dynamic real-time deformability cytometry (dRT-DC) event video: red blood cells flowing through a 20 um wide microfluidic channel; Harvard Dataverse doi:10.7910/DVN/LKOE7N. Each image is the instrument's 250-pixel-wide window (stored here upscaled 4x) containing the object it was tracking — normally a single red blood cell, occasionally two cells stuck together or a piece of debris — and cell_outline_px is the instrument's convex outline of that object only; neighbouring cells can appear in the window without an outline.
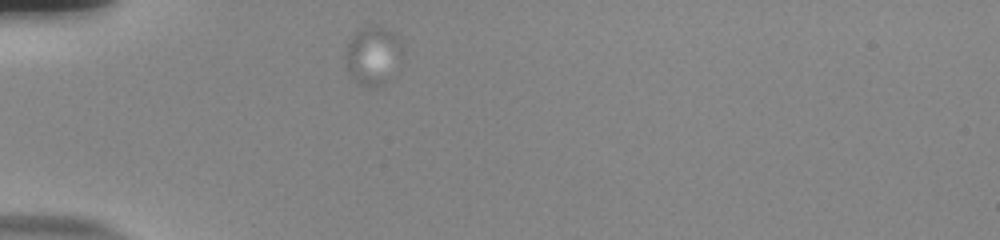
{"species": "human", "species_latin": "Homo sapiens", "temperature_condition": "room temperature", "stored_images_in_passage": 55, "camera_frame_rate_fps": 3000, "um_per_image_px": 0.085, "donor": {"sex": "male"}, "frame": {"image": 1, "passage_image": 1, "time_ms": 0.0, "image_size_px": [1000, 240], "cell_outline_px": [[404, 60], [380, 84], [356, 84], [344, 60], [344, 52], [348, 40], [360, 28], [372, 24], [376, 24], [400, 36], [404, 52]], "centroid_in_image_um": [31.72, 4.62], "position_along_channel_um": 53.3, "area_um2": 19.59}}
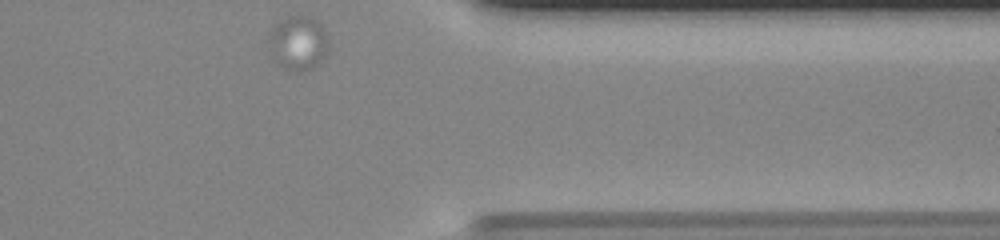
{"frame": {"image": 2, "passage_image": 55, "time_ms": 18.0, "image_size_px": [1000, 240], "cell_outline_px": [[328, 48], [324, 56], [312, 68], [284, 68], [272, 60], [268, 52], [268, 32], [280, 20], [288, 16], [308, 16], [316, 20], [320, 24], [328, 36]], "centroid_in_image_um": [25.28, 3.61], "position_along_channel_um": 386.1, "area_um2": 18.79}}